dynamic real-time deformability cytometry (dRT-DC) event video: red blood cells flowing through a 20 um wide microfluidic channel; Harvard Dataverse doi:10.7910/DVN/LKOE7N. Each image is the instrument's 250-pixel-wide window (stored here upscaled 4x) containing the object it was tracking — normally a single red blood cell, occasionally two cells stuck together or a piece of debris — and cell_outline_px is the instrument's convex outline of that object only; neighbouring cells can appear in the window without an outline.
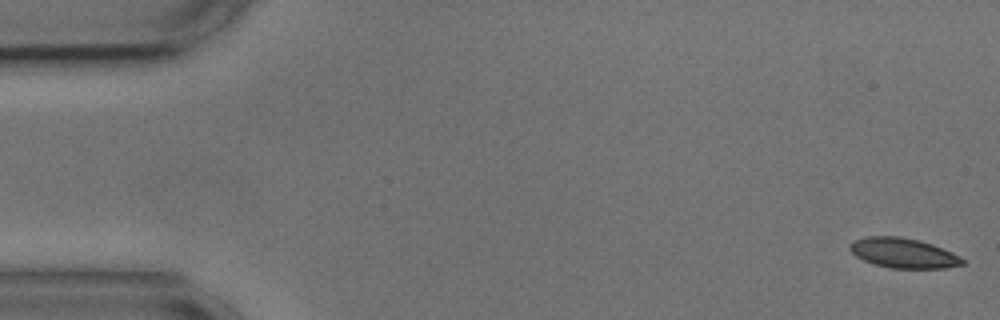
{"species": "common noctule bat (a hibernating species)", "species_latin": "Nyctalus noctula", "temperature_condition": "cold", "stored_images_in_passage": 56, "segment_of_instrument_passage": [1, 2], "camera_frame_rate_fps": 3000, "um_per_image_px": 0.085, "animal": {"sex": "male", "body_mass_g": 17.9, "forearm_length_mm": 54.2}, "frame": {"image": 1, "passage_image": 1, "time_ms": 0.0, "image_size_px": [1000, 320], "cell_outline_px": [[964, 264], [944, 268], [892, 268], [876, 264], [864, 260], [856, 256], [848, 248], [848, 244], [864, 236], [900, 236], [920, 240], [932, 244], [952, 252], [960, 256], [964, 260]], "centroid_in_image_um": [76.78, 21.49], "position_along_channel_um": 8.2, "area_um2": 19.59}}
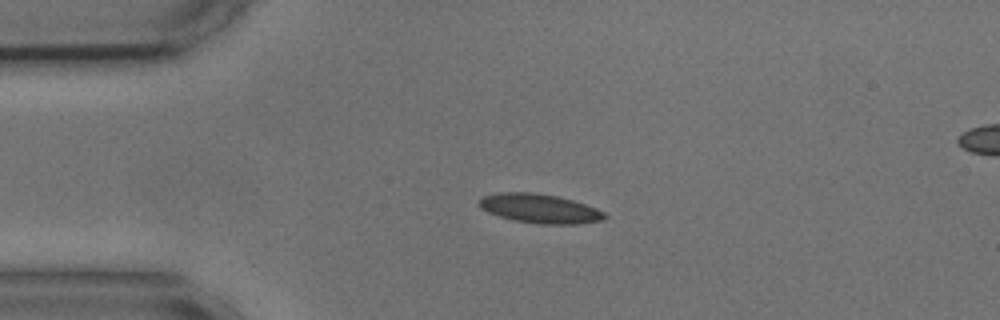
{"frame": {"image": 2, "passage_image": 12, "time_ms": 3.667, "image_size_px": [1000, 320], "cell_outline_px": [[608, 216], [604, 220], [576, 224], [540, 224], [516, 220], [500, 216], [488, 212], [480, 208], [480, 200], [484, 196], [500, 192], [536, 192], [556, 196], [572, 200], [596, 208], [604, 212]], "centroid_in_image_um": [45.91, 17.72], "position_along_channel_um": 39.1, "area_um2": 21.15}}
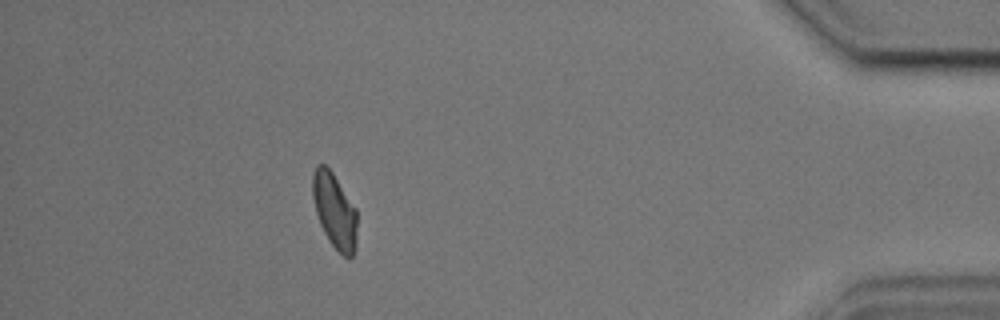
{"frame": {"image": 3, "passage_image": 49, "time_ms": 16.0, "image_size_px": [1000, 320], "cell_outline_px": [[356, 248], [352, 256], [348, 260], [328, 240], [320, 224], [316, 212], [312, 196], [312, 176], [316, 164], [324, 164], [332, 172], [356, 208]], "centroid_in_image_um": [28.43, 17.91], "position_along_channel_um": 406.8, "area_um2": 19.42}}